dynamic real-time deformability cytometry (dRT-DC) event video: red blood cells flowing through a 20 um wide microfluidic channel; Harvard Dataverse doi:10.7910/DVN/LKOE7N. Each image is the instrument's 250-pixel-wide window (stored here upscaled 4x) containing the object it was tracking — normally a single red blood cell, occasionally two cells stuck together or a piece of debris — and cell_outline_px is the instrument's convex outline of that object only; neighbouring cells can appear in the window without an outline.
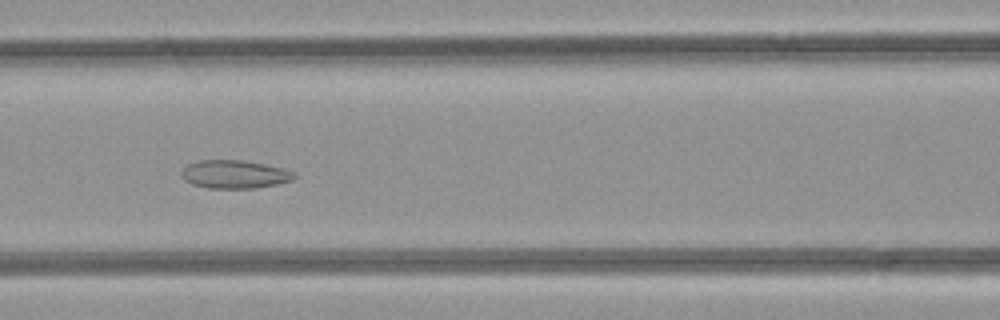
{"species": "common noctule bat (a hibernating species)", "species_latin": "Nyctalus noctula", "temperature_condition": "room temperature", "stored_images_in_passage": 50, "camera_frame_rate_fps": 3000, "um_per_image_px": 0.085, "animal": {"sex": "female", "body_mass_g": 21.9}, "frame": {"image": 1, "passage_image": 21, "time_ms": 6.667, "image_size_px": [1000, 320], "cell_outline_px": [[296, 176], [292, 180], [276, 184], [256, 188], [208, 188], [192, 184], [184, 180], [180, 176], [180, 172], [188, 164], [200, 160], [244, 160], [284, 168], [292, 172]], "centroid_in_image_um": [19.91, 14.81], "position_along_channel_um": 146.7, "area_um2": 18.55}}
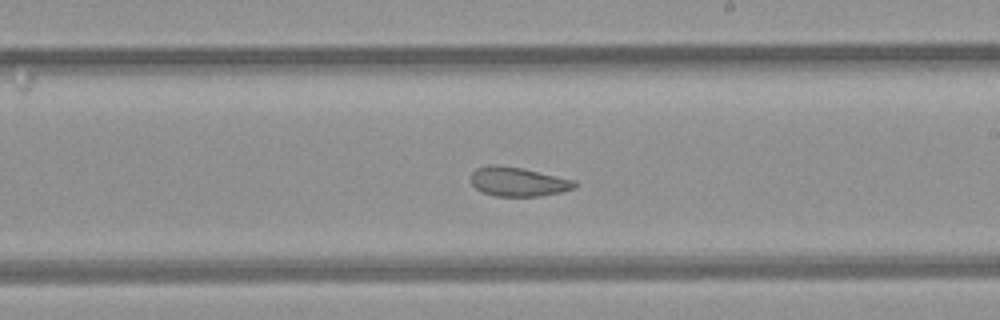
{"frame": {"image": 2, "passage_image": 28, "time_ms": 9.0, "image_size_px": [1000, 320], "cell_outline_px": [[576, 188], [560, 192], [540, 196], [496, 196], [484, 192], [476, 188], [472, 184], [472, 172], [476, 168], [488, 164], [496, 164], [520, 168], [576, 180]], "centroid_in_image_um": [44.04, 15.44], "position_along_channel_um": 245.0, "area_um2": 17.51}}
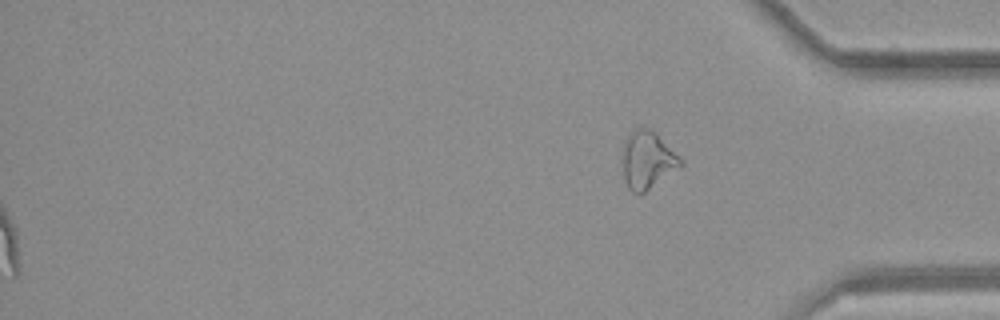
{"frame": {"image": 3, "passage_image": 50, "time_ms": 16.333, "image_size_px": [1000, 320], "cell_outline_px": [[684, 164], [680, 168], [644, 192], [632, 192], [628, 188], [624, 180], [624, 140], [636, 128], [648, 128], [656, 132], [680, 156]], "centroid_in_image_um": [55.08, 13.59], "position_along_channel_um": 380.1, "area_um2": 19.25}, "authors_computed_cell_mechanics": {"area_um2": 22.1085, "velocity_mm_per_s": 4.215, "shape_relaxation_time_tau1_ms": null, "shape_relaxation_time_tau2_ms": 1.3191, "deformation_change_tau1": null, "deformation_change_tau2": 0.0733}}